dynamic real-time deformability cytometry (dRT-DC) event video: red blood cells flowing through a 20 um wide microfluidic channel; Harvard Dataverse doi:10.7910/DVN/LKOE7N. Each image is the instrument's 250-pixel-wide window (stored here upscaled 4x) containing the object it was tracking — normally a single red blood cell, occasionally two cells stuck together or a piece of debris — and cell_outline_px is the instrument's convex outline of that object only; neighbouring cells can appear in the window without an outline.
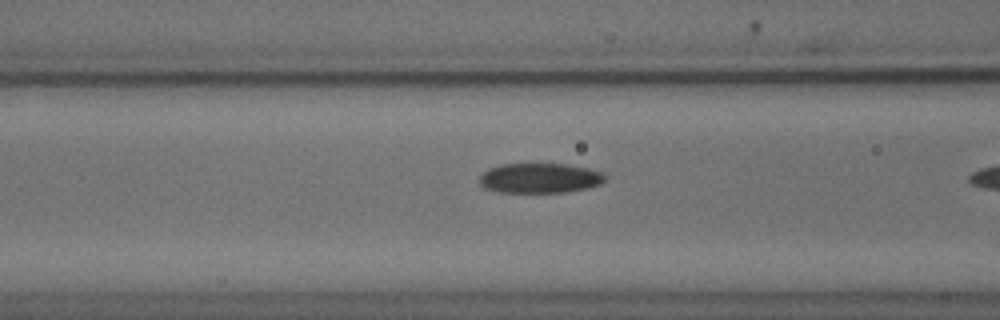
{"species": "common noctule bat (a hibernating species)", "species_latin": "Nyctalus noctula", "temperature_condition": "cold", "stored_images_in_passage": 5, "camera_frame_rate_fps": 3000, "um_per_image_px": 0.085, "animal": {"sex": "male", "body_mass_g": 18.8}, "frame": {"image": 1, "passage_image": 4, "time_ms": 1.0, "image_size_px": [1000, 320], "cell_outline_px": [[604, 180], [600, 184], [588, 188], [568, 192], [500, 192], [484, 188], [480, 184], [480, 176], [488, 168], [500, 164], [568, 164], [588, 168], [604, 172]], "centroid_in_image_um": [45.89, 15.13], "position_along_channel_um": 120.7, "area_um2": 21.96}}